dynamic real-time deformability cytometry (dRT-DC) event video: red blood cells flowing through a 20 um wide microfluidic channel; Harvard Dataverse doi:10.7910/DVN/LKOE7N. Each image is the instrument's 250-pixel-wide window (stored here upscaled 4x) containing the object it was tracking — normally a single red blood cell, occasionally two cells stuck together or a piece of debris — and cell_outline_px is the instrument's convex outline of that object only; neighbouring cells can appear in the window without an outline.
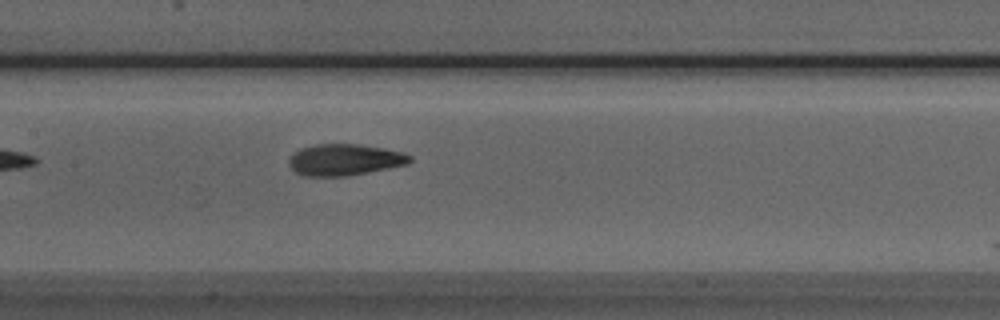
{"species": "Egyptian fruit bat (a non-hibernating species)", "species_latin": "Rousettus aegyptiacus", "temperature_condition": "room temperature", "stored_images_in_passage": 7, "camera_frame_rate_fps": 3000, "um_per_image_px": 0.085, "animal": {"sex": "male"}, "frame": {"image": 1, "passage_image": 7, "time_ms": 7.333, "image_size_px": [1000, 320], "cell_outline_px": [[412, 160], [408, 164], [388, 168], [344, 176], [304, 176], [296, 172], [288, 164], [288, 160], [300, 148], [316, 144], [356, 144], [384, 148], [404, 152], [412, 156]], "centroid_in_image_um": [29.31, 13.57], "position_along_channel_um": 178.1, "area_um2": 22.02}}